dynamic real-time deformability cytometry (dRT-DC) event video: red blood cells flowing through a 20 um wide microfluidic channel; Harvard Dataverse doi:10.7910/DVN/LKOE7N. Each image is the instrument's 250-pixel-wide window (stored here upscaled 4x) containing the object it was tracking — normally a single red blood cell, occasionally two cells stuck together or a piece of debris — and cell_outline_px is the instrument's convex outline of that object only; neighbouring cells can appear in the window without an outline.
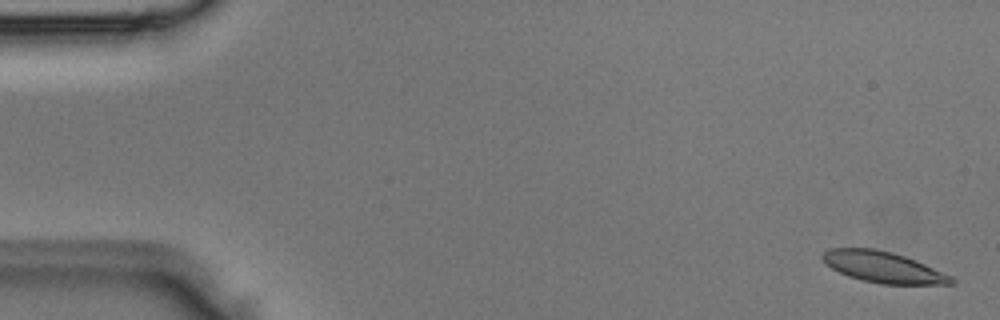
{"species": "Egyptian fruit bat (a non-hibernating species)", "species_latin": "Rousettus aegyptiacus", "temperature_condition": "room temperature", "stored_images_in_passage": 6, "camera_frame_rate_fps": 3000, "um_per_image_px": 0.085, "animal": {"sex": "male"}, "frame": {"image": 1, "passage_image": 1, "time_ms": 0.0, "image_size_px": [1000, 320], "cell_outline_px": [[956, 284], [880, 284], [848, 276], [832, 268], [820, 256], [828, 248], [876, 248], [892, 252], [916, 260], [952, 276], [956, 280]], "centroid_in_image_um": [75.1, 22.7], "position_along_channel_um": 9.9, "area_um2": 23.24}}
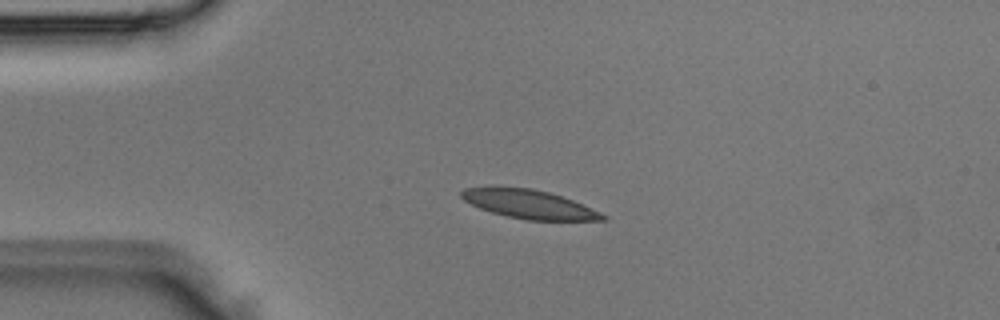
{"frame": {"image": 2, "passage_image": 4, "time_ms": 1.0, "image_size_px": [1000, 320], "cell_outline_px": [[608, 220], [528, 220], [508, 216], [492, 212], [480, 208], [464, 200], [460, 196], [460, 192], [464, 188], [532, 188], [548, 192], [572, 200], [600, 212], [608, 216]], "centroid_in_image_um": [45.01, 17.37], "position_along_channel_um": 40.0, "area_um2": 23.06}}
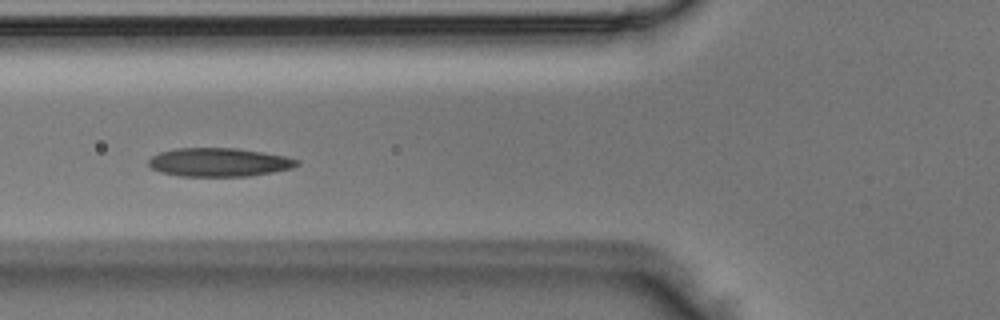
{"frame": {"image": 3, "passage_image": 6, "time_ms": 1.667, "image_size_px": [1000, 320], "cell_outline_px": [[300, 164], [292, 168], [272, 172], [248, 176], [180, 176], [160, 172], [152, 168], [148, 164], [148, 160], [152, 156], [160, 152], [176, 148], [240, 148], [284, 156], [300, 160]], "centroid_in_image_um": [18.62, 13.79], "position_along_channel_um": 107.2, "area_um2": 24.74}}